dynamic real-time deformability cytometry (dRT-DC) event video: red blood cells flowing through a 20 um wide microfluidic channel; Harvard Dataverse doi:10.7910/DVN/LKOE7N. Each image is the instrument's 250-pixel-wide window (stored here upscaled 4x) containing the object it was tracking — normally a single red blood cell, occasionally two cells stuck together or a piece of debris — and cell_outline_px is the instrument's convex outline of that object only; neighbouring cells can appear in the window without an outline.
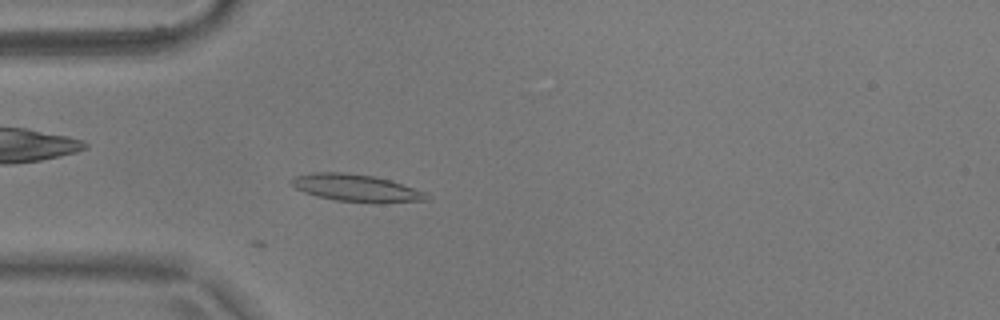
{"species": "common noctule bat (a hibernating species)", "species_latin": "Nyctalus noctula", "temperature_condition": "warm", "stored_images_in_passage": 11, "camera_frame_rate_fps": 3000, "um_per_image_px": 0.085, "animal": {"sex": "male", "body_mass_g": 17.9}, "frame": {"image": 1, "passage_image": 11, "time_ms": 3.333, "image_size_px": [1000, 320], "cell_outline_px": [[432, 196], [428, 200], [376, 204], [336, 200], [304, 192], [296, 188], [288, 180], [296, 176], [312, 172], [344, 172], [372, 176], [388, 180], [424, 192]], "centroid_in_image_um": [30.28, 15.99], "position_along_channel_um": 54.7, "area_um2": 21.39}}